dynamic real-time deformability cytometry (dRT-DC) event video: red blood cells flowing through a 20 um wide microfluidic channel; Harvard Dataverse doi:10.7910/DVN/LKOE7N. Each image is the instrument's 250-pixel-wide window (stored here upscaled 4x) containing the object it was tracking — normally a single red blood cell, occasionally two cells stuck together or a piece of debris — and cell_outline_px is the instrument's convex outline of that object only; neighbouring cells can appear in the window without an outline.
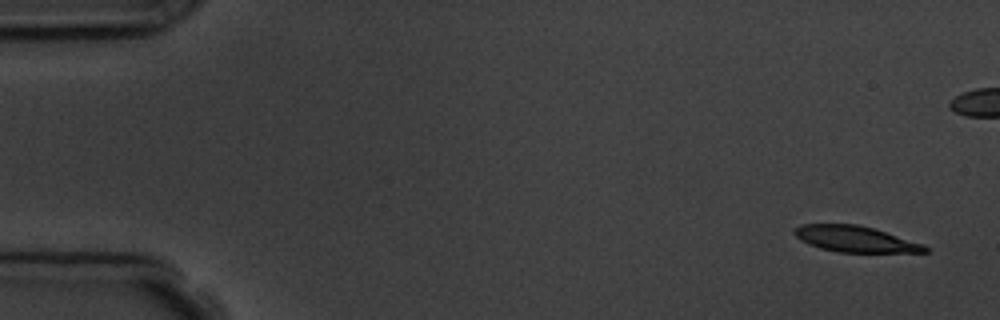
{"species": "common noctule bat (a hibernating species)", "species_latin": "Nyctalus noctula", "temperature_condition": "room temperature", "stored_images_in_passage": 7, "camera_frame_rate_fps": 3000, "um_per_image_px": 0.085, "animal": {"sex": "male", "body_mass_g": 19.5, "forearm_length_mm": 54.6}, "frame": {"image": 1, "passage_image": 1, "time_ms": 0.0, "image_size_px": [1000, 320], "cell_outline_px": [[928, 252], [840, 252], [820, 248], [808, 244], [800, 240], [792, 232], [800, 224], [856, 224], [872, 228], [924, 244], [928, 248]], "centroid_in_image_um": [72.67, 20.32], "position_along_channel_um": 12.3, "area_um2": 19.59}}